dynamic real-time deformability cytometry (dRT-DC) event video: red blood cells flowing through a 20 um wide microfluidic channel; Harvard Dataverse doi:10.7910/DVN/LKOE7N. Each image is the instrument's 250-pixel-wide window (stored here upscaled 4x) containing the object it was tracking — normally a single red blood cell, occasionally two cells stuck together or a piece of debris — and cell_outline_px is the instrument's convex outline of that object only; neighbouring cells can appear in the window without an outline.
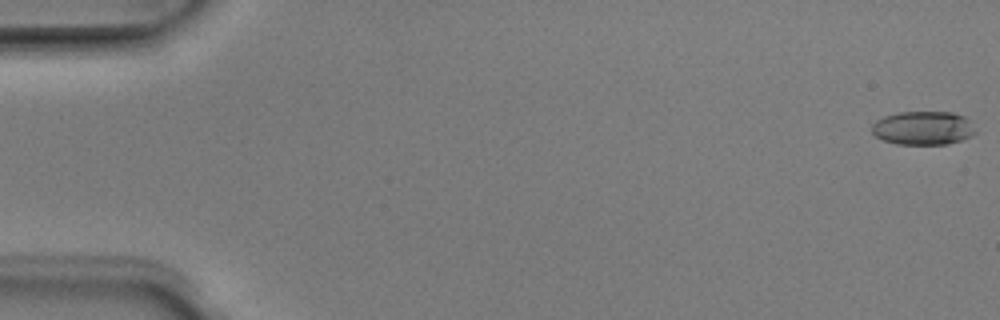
{"species": "Egyptian fruit bat (a non-hibernating species)", "species_latin": "Rousettus aegyptiacus", "temperature_condition": "room temperature", "stored_images_in_passage": 4, "camera_frame_rate_fps": 3000, "um_per_image_px": 0.085, "animal": {"sex": "male"}, "frame": {"image": 1, "passage_image": 1, "time_ms": 0.0, "image_size_px": [1000, 320], "cell_outline_px": [[976, 132], [972, 136], [948, 144], [896, 144], [884, 140], [876, 136], [872, 132], [872, 124], [876, 120], [884, 116], [900, 112], [952, 112], [964, 116], [968, 120]], "centroid_in_image_um": [78.45, 10.88], "position_along_channel_um": 6.5, "area_um2": 20.23}}
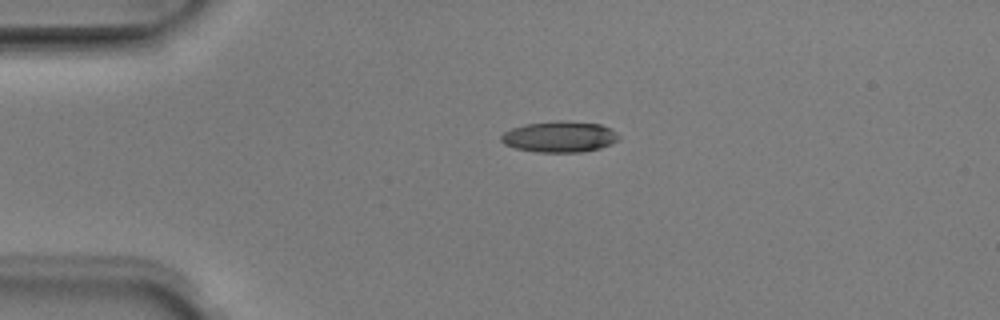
{"frame": {"image": 2, "passage_image": 4, "time_ms": 1.0, "image_size_px": [1000, 320], "cell_outline_px": [[620, 140], [612, 144], [600, 148], [584, 152], [536, 152], [516, 148], [504, 144], [500, 140], [500, 136], [504, 132], [512, 128], [524, 124], [556, 120], [560, 120], [600, 124], [616, 132], [620, 136]], "centroid_in_image_um": [47.57, 11.62], "position_along_channel_um": 37.4, "area_um2": 21.44}}